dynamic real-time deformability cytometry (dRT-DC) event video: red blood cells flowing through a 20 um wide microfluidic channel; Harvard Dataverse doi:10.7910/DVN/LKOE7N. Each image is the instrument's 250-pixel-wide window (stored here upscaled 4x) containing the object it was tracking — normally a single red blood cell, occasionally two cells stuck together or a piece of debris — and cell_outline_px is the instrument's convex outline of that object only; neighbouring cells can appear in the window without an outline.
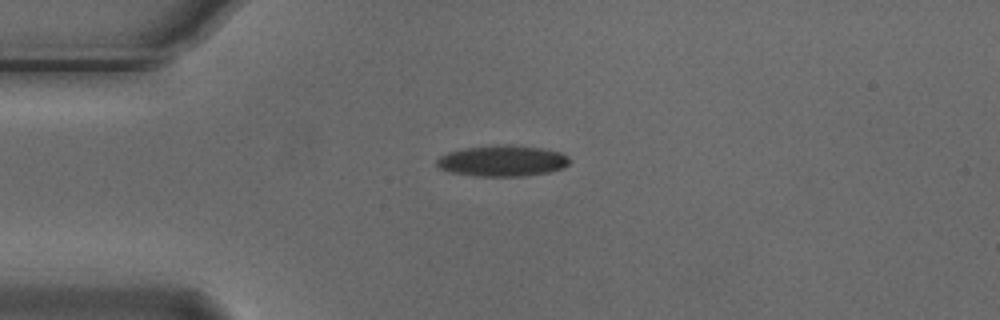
{"species": "Egyptian fruit bat (a non-hibernating species)", "species_latin": "Rousettus aegyptiacus", "temperature_condition": "cold", "stored_images_in_passage": 5, "camera_frame_rate_fps": 3000, "um_per_image_px": 0.085, "animal": {"sex": "male"}, "frame": {"image": 1, "passage_image": 1, "time_ms": 0.0, "image_size_px": [1000, 320], "cell_outline_px": [[572, 160], [564, 168], [548, 172], [524, 176], [480, 176], [452, 172], [440, 168], [436, 164], [436, 160], [440, 156], [448, 152], [464, 148], [496, 144], [504, 144], [540, 148], [560, 152], [568, 156]], "centroid_in_image_um": [42.72, 13.66], "position_along_channel_um": 42.3, "area_um2": 23.99}}
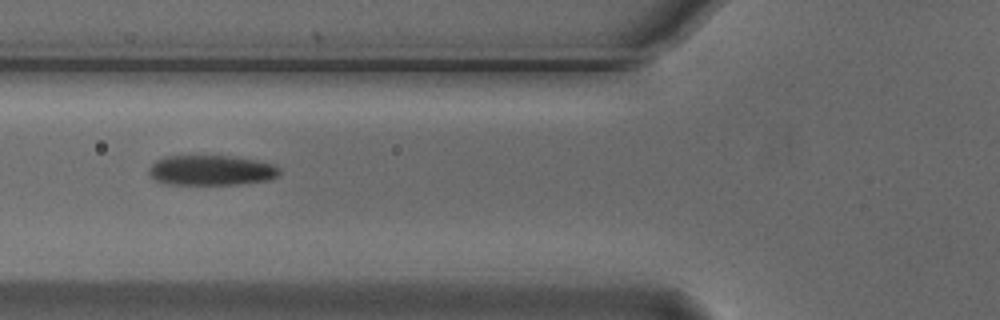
{"frame": {"image": 2, "passage_image": 3, "time_ms": 0.667, "image_size_px": [1000, 320], "cell_outline_px": [[280, 172], [276, 176], [268, 180], [240, 184], [164, 184], [156, 180], [148, 172], [148, 168], [156, 160], [164, 156], [236, 156], [276, 164], [280, 168]], "centroid_in_image_um": [17.97, 14.47], "position_along_channel_um": 107.8, "area_um2": 23.06}}
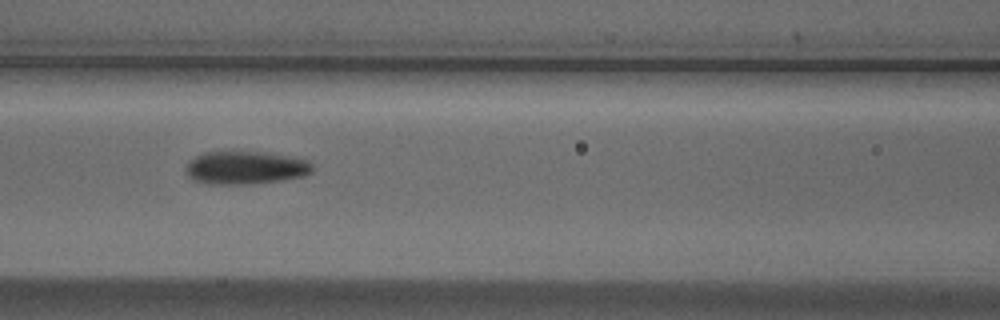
{"frame": {"image": 3, "passage_image": 4, "time_ms": 1.0, "image_size_px": [1000, 320], "cell_outline_px": [[312, 172], [304, 176], [284, 180], [252, 184], [208, 184], [192, 180], [184, 172], [184, 168], [196, 156], [204, 152], [264, 152], [292, 156], [308, 160], [312, 164]], "centroid_in_image_um": [20.88, 14.27], "position_along_channel_um": 145.7, "area_um2": 24.62}}